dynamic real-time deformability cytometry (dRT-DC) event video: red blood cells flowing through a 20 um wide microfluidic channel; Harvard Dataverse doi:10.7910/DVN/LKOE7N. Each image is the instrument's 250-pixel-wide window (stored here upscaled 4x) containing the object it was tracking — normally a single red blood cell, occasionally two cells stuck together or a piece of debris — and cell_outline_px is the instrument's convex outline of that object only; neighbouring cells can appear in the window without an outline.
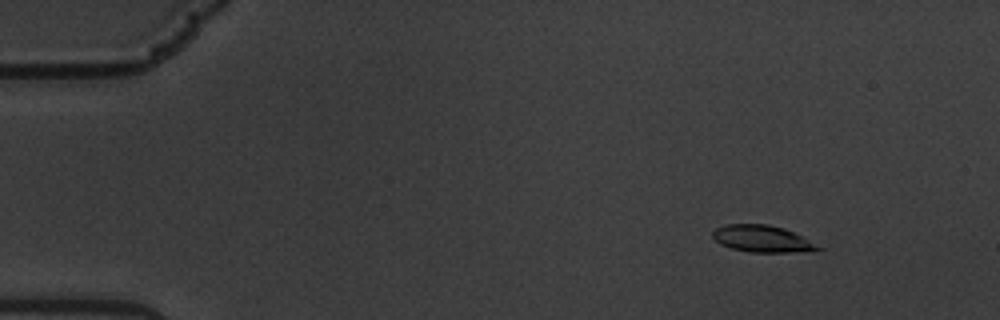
{"species": "common noctule bat (a hibernating species)", "species_latin": "Nyctalus noctula", "temperature_condition": "warm", "stored_images_in_passage": 61, "camera_frame_rate_fps": 3000, "um_per_image_px": 0.085, "animal": {"sex": "male", "body_mass_g": 19.5, "forearm_length_mm": 54.6}, "frame": {"image": 1, "passage_image": 8, "time_ms": 2.333, "image_size_px": [1000, 320], "cell_outline_px": [[824, 248], [788, 252], [748, 252], [732, 248], [720, 244], [712, 236], [712, 232], [716, 228], [724, 224], [768, 224], [784, 228]], "centroid_in_image_um": [64.7, 20.28], "position_along_channel_um": 20.3, "area_um2": 16.13}}
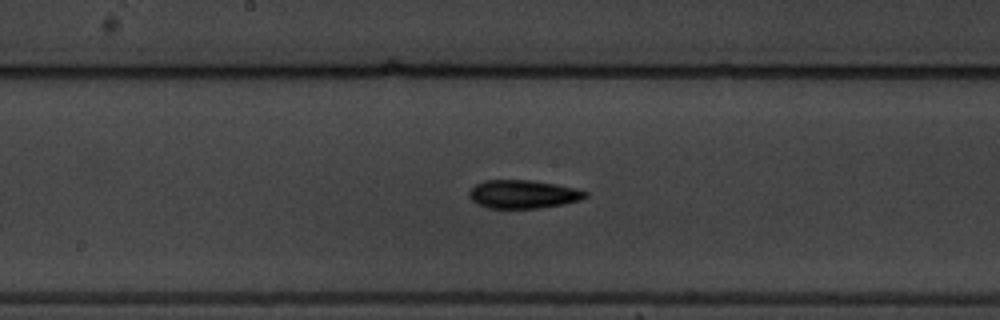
{"frame": {"image": 2, "passage_image": 33, "time_ms": 10.667, "image_size_px": [1000, 320], "cell_outline_px": [[588, 196], [580, 200], [564, 204], [536, 208], [488, 208], [472, 200], [468, 196], [468, 192], [476, 184], [484, 180], [532, 180], [556, 184], [576, 188], [588, 192]], "centroid_in_image_um": [44.48, 16.5], "position_along_channel_um": 203.7, "area_um2": 19.19}}
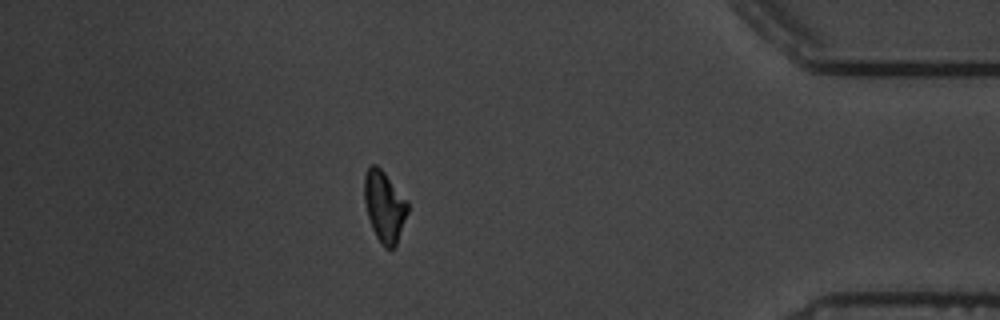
{"frame": {"image": 3, "passage_image": 54, "time_ms": 17.667, "image_size_px": [1000, 320], "cell_outline_px": [[408, 212], [396, 248], [384, 248], [380, 244], [372, 228], [368, 216], [364, 200], [364, 176], [368, 168], [372, 164], [376, 164], [384, 172], [408, 200]], "centroid_in_image_um": [32.69, 17.57], "position_along_channel_um": 402.5, "area_um2": 18.15}, "authors_computed_cell_mechanics": {"area_um2": 18.4382, "velocity_mm_per_s": 3.3817, "shape_relaxation_time_tau1_ms": 6.7757, "shape_relaxation_time_tau2_ms": 2.4635, "deformation_change_tau1": 0.1825, "deformation_change_tau2": 0.0843}}